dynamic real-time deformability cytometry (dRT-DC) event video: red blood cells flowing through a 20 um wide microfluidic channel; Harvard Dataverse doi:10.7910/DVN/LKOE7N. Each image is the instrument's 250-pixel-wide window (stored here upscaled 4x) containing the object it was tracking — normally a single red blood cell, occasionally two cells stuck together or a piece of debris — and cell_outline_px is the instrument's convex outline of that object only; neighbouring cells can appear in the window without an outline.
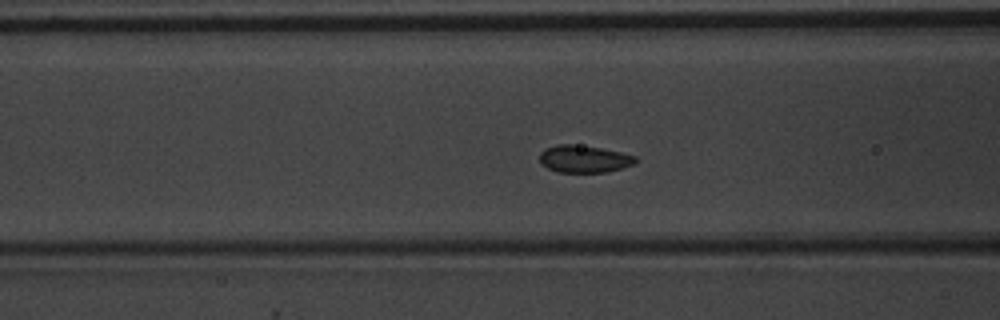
{"species": "common noctule bat (a hibernating species)", "species_latin": "Nyctalus noctula", "temperature_condition": "warm", "stored_images_in_passage": 51, "camera_frame_rate_fps": 3000, "um_per_image_px": 0.085, "animal": {"sex": "male", "body_mass_g": 20.1, "forearm_length_mm": 53.5}, "frame": {"image": 1, "passage_image": 19, "time_ms": 6.0, "image_size_px": [1000, 320], "cell_outline_px": [[640, 160], [632, 164], [608, 172], [560, 172], [548, 168], [540, 164], [540, 152], [544, 148], [556, 144], [572, 144], [600, 148], [620, 152], [636, 156]], "centroid_in_image_um": [49.62, 13.5], "position_along_channel_um": 117.0, "area_um2": 15.26}}
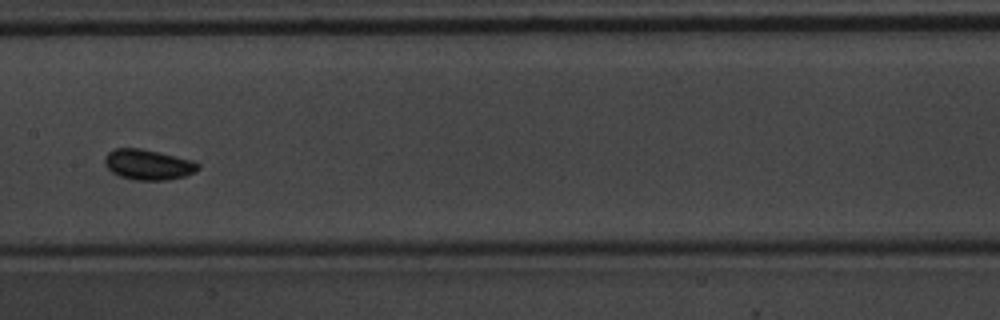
{"frame": {"image": 2, "passage_image": 25, "time_ms": 8.0, "image_size_px": [1000, 320], "cell_outline_px": [[200, 168], [184, 176], [168, 180], [136, 180], [120, 176], [112, 172], [104, 164], [104, 156], [108, 152], [116, 148], [140, 148], [192, 160], [200, 164]], "centroid_in_image_um": [12.56, 13.99], "position_along_channel_um": 194.8, "area_um2": 16.42}}
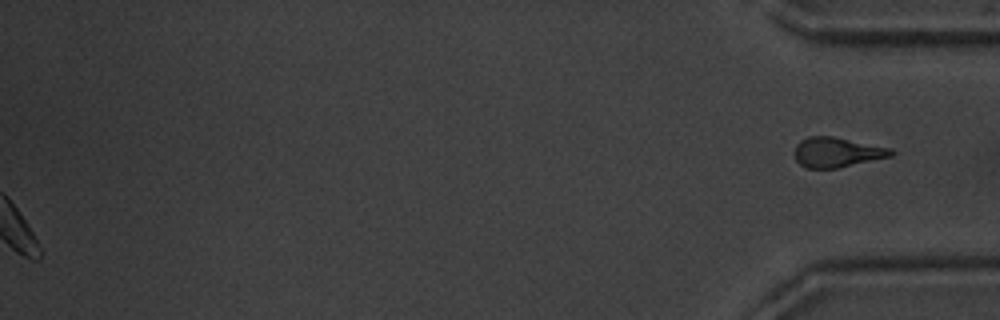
{"frame": {"image": 3, "passage_image": 51, "time_ms": 16.667, "image_size_px": [1000, 320], "cell_outline_px": [[896, 152], [892, 156], [836, 168], [808, 168], [800, 164], [796, 160], [796, 144], [800, 140], [808, 136], [832, 136], [892, 148]], "centroid_in_image_um": [71.17, 12.93], "position_along_channel_um": 364.0, "area_um2": 16.7}}